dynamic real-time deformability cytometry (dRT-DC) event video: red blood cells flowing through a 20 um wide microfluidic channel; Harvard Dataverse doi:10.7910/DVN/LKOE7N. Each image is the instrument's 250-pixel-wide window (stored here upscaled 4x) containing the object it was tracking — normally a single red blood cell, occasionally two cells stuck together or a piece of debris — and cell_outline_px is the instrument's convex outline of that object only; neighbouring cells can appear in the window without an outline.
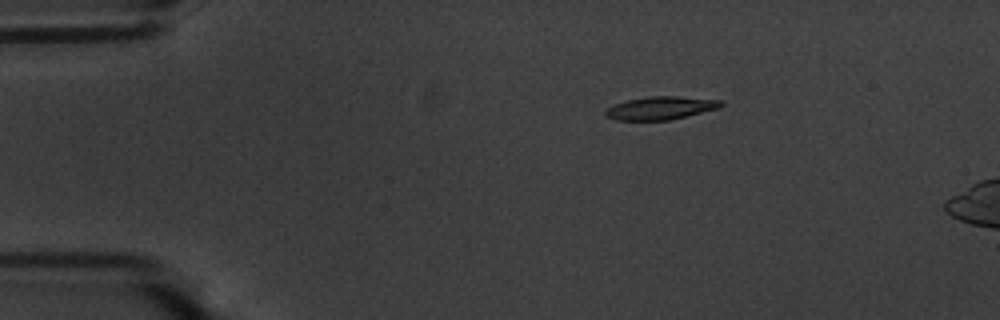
{"species": "common noctule bat (a hibernating species)", "species_latin": "Nyctalus noctula", "temperature_condition": "warm", "stored_images_in_passage": 6, "camera_frame_rate_fps": 3000, "um_per_image_px": 0.085, "animal": {"sex": "male", "body_mass_g": 20.1, "forearm_length_mm": 53.5}, "frame": {"image": 1, "passage_image": 1, "time_ms": 0.0, "image_size_px": [1000, 320], "cell_outline_px": [[724, 104], [720, 108], [668, 120], [616, 120], [604, 116], [604, 112], [608, 108], [616, 104], [628, 100], [648, 96], [680, 96], [724, 100]], "centroid_in_image_um": [56.19, 9.17], "position_along_channel_um": 28.8, "area_um2": 15.55}}